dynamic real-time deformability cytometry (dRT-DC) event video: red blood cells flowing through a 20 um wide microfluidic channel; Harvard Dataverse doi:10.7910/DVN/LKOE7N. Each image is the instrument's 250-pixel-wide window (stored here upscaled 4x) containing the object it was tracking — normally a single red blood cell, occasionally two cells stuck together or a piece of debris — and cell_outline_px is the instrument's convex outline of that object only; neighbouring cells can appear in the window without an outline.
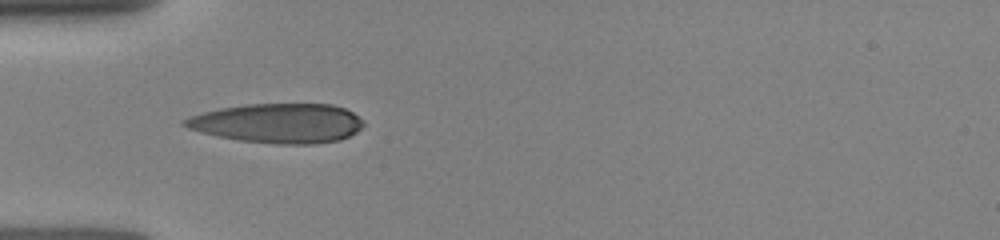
{"species": "human", "species_latin": "Homo sapiens", "temperature_condition": "room temperature", "stored_images_in_passage": 12, "camera_frame_rate_fps": 3000, "um_per_image_px": 0.085, "donor": {"sex": "female"}, "frame": {"image": 1, "passage_image": 8, "time_ms": 4.667, "image_size_px": [1000, 240], "cell_outline_px": [[364, 124], [356, 132], [340, 140], [312, 144], [276, 144], [240, 140], [200, 132], [188, 128], [180, 124], [180, 120], [188, 116], [220, 108], [248, 104], [332, 104], [344, 108], [352, 112], [364, 120]], "centroid_in_image_um": [23.61, 10.47], "position_along_channel_um": 61.4, "area_um2": 41.21}}
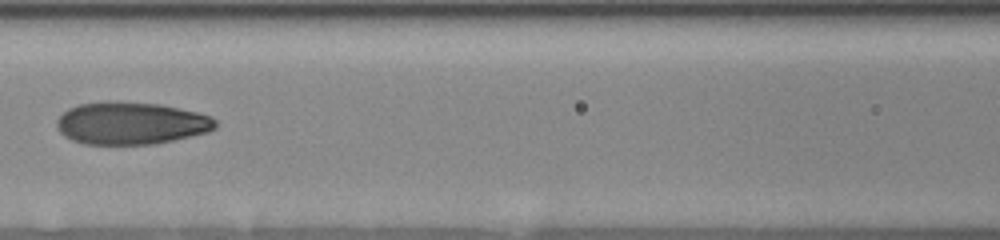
{"frame": {"image": 2, "passage_image": 11, "time_ms": 7.0, "image_size_px": [1000, 240], "cell_outline_px": [[216, 128], [208, 132], [156, 144], [84, 144], [72, 140], [64, 136], [56, 128], [56, 120], [68, 108], [76, 104], [116, 100], [160, 104], [196, 112], [208, 116], [216, 120]], "centroid_in_image_um": [11.09, 10.46], "position_along_channel_um": 155.5, "area_um2": 39.48}}
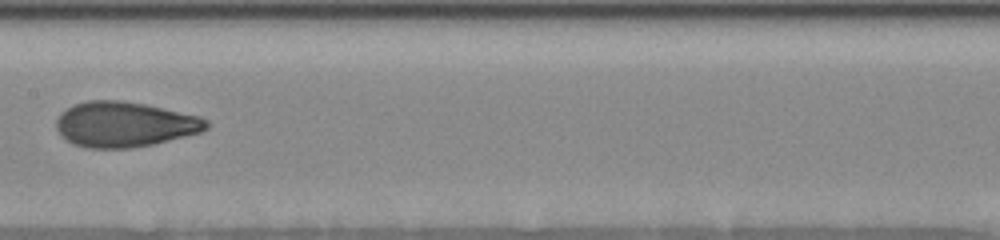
{"frame": {"image": 3, "passage_image": 12, "time_ms": 8.0, "image_size_px": [1000, 240], "cell_outline_px": [[208, 128], [200, 132], [152, 144], [132, 148], [88, 148], [76, 144], [68, 140], [56, 128], [56, 120], [60, 112], [72, 104], [88, 100], [120, 100], [144, 104], [200, 116], [208, 120]], "centroid_in_image_um": [10.57, 10.55], "position_along_channel_um": 196.8, "area_um2": 39.36}}